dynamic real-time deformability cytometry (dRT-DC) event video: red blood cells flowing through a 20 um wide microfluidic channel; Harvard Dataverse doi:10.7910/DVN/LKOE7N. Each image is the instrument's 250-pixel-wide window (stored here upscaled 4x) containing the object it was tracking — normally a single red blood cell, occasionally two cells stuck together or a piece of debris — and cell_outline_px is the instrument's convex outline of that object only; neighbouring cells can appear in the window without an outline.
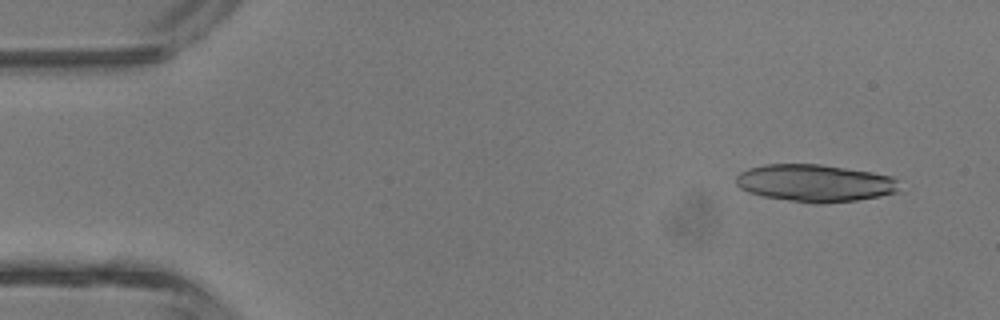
{"species": "common noctule bat (a hibernating species)", "species_latin": "Nyctalus noctula", "temperature_condition": "room temperature", "stored_images_in_passage": 3, "camera_frame_rate_fps": 3000, "um_per_image_px": 0.085, "animal": {"sex": "male", "body_mass_g": 13.3}, "frame": {"image": 1, "passage_image": 1, "time_ms": 0.0, "image_size_px": [1000, 320], "cell_outline_px": [[896, 192], [880, 196], [856, 200], [820, 204], [812, 204], [764, 196], [748, 192], [740, 188], [736, 184], [736, 176], [740, 172], [748, 168], [764, 164], [820, 164], [872, 172], [892, 176], [896, 180]], "centroid_in_image_um": [69.22, 15.56], "position_along_channel_um": 15.8, "area_um2": 35.43}}